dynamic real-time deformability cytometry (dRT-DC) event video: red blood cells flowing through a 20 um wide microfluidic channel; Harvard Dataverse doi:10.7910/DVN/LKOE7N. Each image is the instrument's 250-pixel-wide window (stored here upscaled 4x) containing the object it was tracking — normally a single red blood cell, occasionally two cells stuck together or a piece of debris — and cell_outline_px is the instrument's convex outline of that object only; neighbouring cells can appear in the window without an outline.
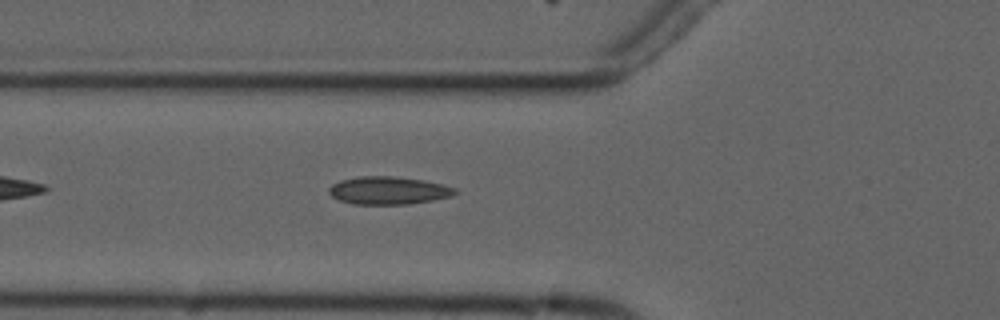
{"species": "common noctule bat (a hibernating species)", "species_latin": "Nyctalus noctula", "temperature_condition": "cold", "stored_images_in_passage": 2, "camera_frame_rate_fps": 3000, "um_per_image_px": 0.085, "animal": {"sex": "male", "forearm_length_mm": 52.5}, "frame": {"image": 1, "passage_image": 2, "time_ms": 1.333, "image_size_px": [1000, 320], "cell_outline_px": [[460, 192], [448, 196], [432, 200], [408, 204], [352, 204], [340, 200], [332, 196], [328, 192], [328, 188], [332, 184], [340, 180], [360, 176], [392, 176], [424, 180], [444, 184], [456, 188]], "centroid_in_image_um": [33.01, 16.18], "position_along_channel_um": 92.8, "area_um2": 20.46}}